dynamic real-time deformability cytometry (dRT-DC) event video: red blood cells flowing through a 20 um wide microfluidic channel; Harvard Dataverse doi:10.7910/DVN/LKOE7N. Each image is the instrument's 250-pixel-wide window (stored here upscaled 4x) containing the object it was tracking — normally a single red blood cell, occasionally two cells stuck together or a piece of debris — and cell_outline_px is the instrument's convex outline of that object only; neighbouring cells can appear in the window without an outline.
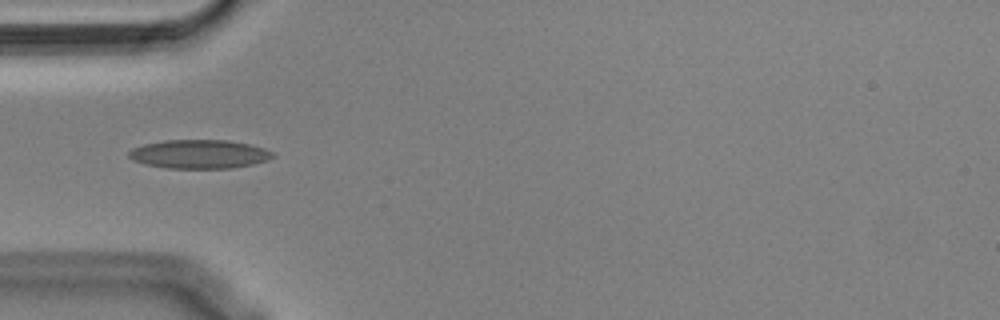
{"species": "Egyptian fruit bat (a non-hibernating species)", "species_latin": "Rousettus aegyptiacus", "temperature_condition": "cold", "stored_images_in_passage": 10, "camera_frame_rate_fps": 3000, "um_per_image_px": 0.085, "animal": {"sex": "male"}, "frame": {"image": 1, "passage_image": 4, "time_ms": 1.0, "image_size_px": [1000, 320], "cell_outline_px": [[276, 156], [268, 160], [252, 164], [232, 168], [168, 168], [144, 164], [132, 160], [128, 156], [128, 152], [132, 148], [144, 144], [164, 140], [228, 140], [248, 144], [264, 148], [276, 152]], "centroid_in_image_um": [16.95, 13.1], "position_along_channel_um": 68.0, "area_um2": 24.28}}